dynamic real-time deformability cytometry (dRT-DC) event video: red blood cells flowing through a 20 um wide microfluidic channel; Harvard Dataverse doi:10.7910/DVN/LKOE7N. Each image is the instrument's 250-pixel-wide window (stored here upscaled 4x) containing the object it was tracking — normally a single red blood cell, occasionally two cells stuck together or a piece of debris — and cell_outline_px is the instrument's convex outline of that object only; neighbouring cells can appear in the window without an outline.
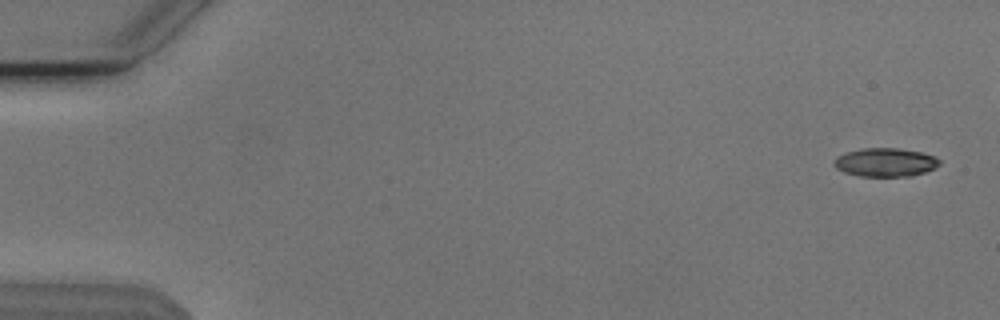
{"species": "Egyptian fruit bat (a non-hibernating species)", "species_latin": "Rousettus aegyptiacus", "temperature_condition": "cold", "stored_images_in_passage": 15, "camera_frame_rate_fps": 3000, "um_per_image_px": 0.085, "animal": {"sex": "male"}, "frame": {"image": 1, "passage_image": 2, "time_ms": 0.333, "image_size_px": [1000, 320], "cell_outline_px": [[940, 164], [936, 168], [912, 176], [860, 176], [844, 172], [836, 168], [832, 164], [832, 160], [836, 156], [844, 152], [864, 148], [896, 148], [924, 152], [936, 156], [940, 160]], "centroid_in_image_um": [75.25, 13.79], "position_along_channel_um": 9.8, "area_um2": 17.86}}